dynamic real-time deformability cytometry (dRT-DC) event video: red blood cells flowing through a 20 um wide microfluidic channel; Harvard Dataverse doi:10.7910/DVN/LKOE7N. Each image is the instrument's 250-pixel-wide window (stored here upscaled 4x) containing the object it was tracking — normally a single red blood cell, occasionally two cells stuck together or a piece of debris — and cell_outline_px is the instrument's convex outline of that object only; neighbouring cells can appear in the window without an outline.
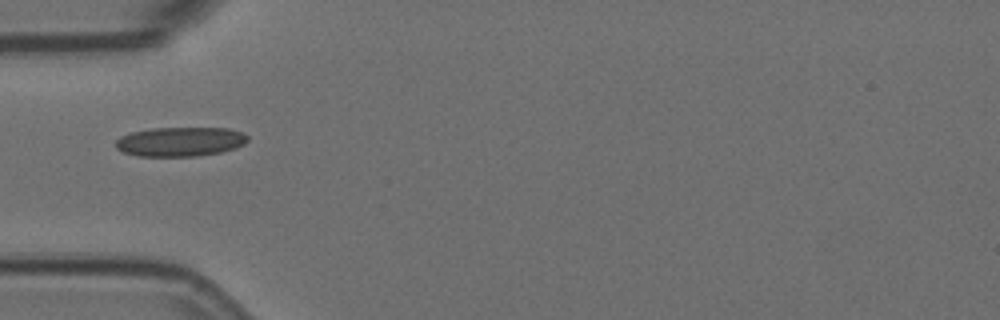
{"species": "Egyptian fruit bat (a non-hibernating species)", "species_latin": "Rousettus aegyptiacus", "temperature_condition": "room temperature", "stored_images_in_passage": 6, "camera_frame_rate_fps": 3000, "um_per_image_px": 0.085, "animal": {"sex": "female"}, "frame": {"image": 1, "passage_image": 1, "time_ms": 0.0, "image_size_px": [1000, 320], "cell_outline_px": [[248, 140], [244, 144], [236, 148], [220, 152], [196, 156], [136, 156], [124, 152], [116, 148], [116, 140], [120, 136], [132, 132], [152, 128], [228, 128], [240, 132], [248, 136]], "centroid_in_image_um": [15.31, 12.04], "position_along_channel_um": 69.7, "area_um2": 22.54}}
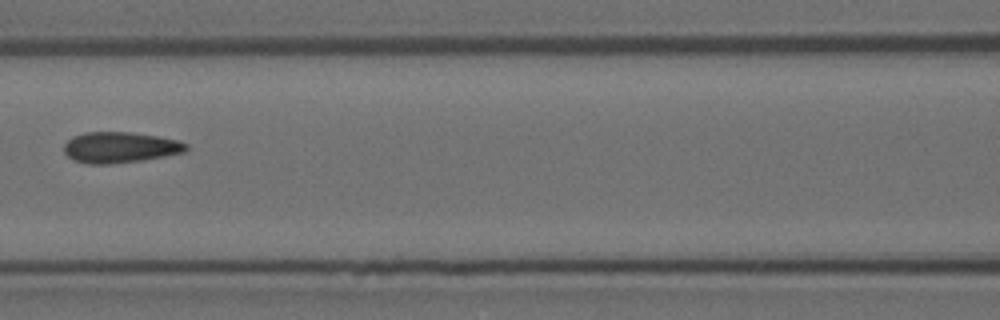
{"frame": {"image": 2, "passage_image": 3, "time_ms": 0.667, "image_size_px": [1000, 320], "cell_outline_px": [[188, 148], [184, 152], [144, 160], [108, 164], [88, 164], [72, 160], [64, 152], [64, 144], [72, 136], [84, 132], [132, 132], [180, 140], [188, 144]], "centroid_in_image_um": [10.19, 12.53], "position_along_channel_um": 156.4, "area_um2": 22.14}}
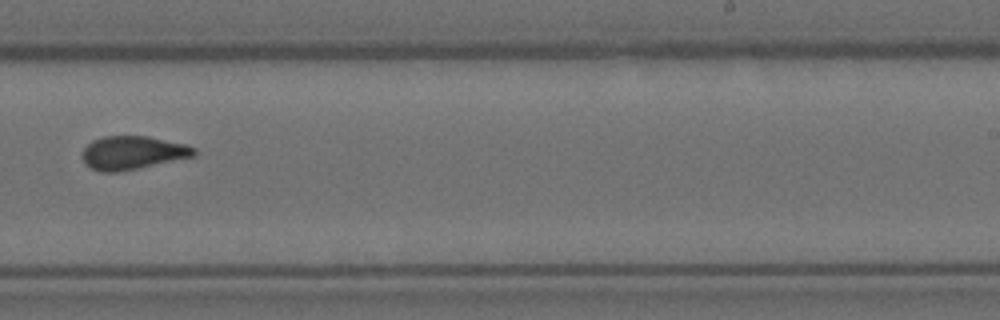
{"frame": {"image": 3, "passage_image": 6, "time_ms": 1.667, "image_size_px": [1000, 320], "cell_outline_px": [[196, 156], [120, 172], [100, 172], [84, 164], [80, 156], [84, 148], [92, 140], [104, 136], [148, 136], [188, 144], [196, 148]], "centroid_in_image_um": [11.27, 12.98], "position_along_channel_um": 277.7, "area_um2": 22.14}}